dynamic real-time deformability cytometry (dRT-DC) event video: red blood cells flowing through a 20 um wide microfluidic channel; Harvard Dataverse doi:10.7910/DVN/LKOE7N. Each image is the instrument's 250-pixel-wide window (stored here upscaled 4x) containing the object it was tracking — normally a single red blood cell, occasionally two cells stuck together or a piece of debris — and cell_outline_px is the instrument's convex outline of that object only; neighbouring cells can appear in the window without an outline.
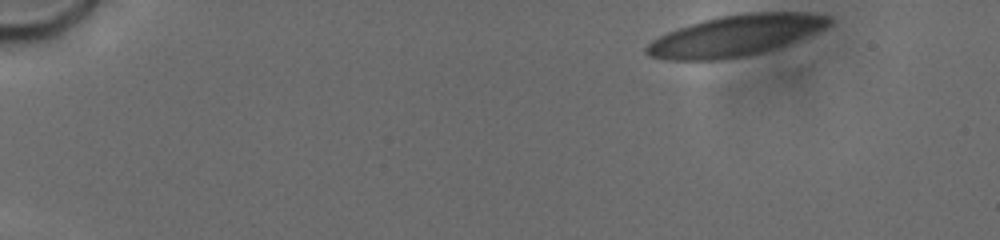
{"species": "human", "species_latin": "Homo sapiens", "temperature_condition": "cold", "stored_images_in_passage": 31, "camera_frame_rate_fps": 3000, "um_per_image_px": 0.085, "donor": {"sex": "male"}, "frame": {"image": 1, "passage_image": 1, "time_ms": 0.0, "image_size_px": [1000, 240], "cell_outline_px": [[832, 24], [824, 28], [760, 52], [744, 56], [716, 60], [668, 60], [648, 56], [644, 52], [644, 48], [652, 40], [676, 28], [704, 20], [720, 16], [744, 12], [800, 12], [828, 16], [832, 20]], "centroid_in_image_um": [62.42, 3.01], "position_along_channel_um": 22.6, "area_um2": 42.71}}
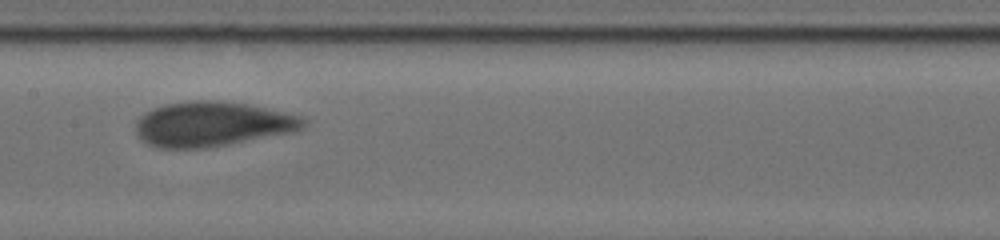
{"frame": {"image": 2, "passage_image": 25, "time_ms": 8.0, "image_size_px": [1000, 240], "cell_outline_px": [[308, 120], [304, 128], [292, 132], [228, 144], [204, 148], [160, 148], [148, 144], [136, 132], [136, 120], [144, 112], [152, 108], [164, 104], [188, 100], [216, 100], [248, 104], [284, 112], [300, 116]], "centroid_in_image_um": [18.03, 10.53], "position_along_channel_um": 189.4, "area_um2": 43.81}}
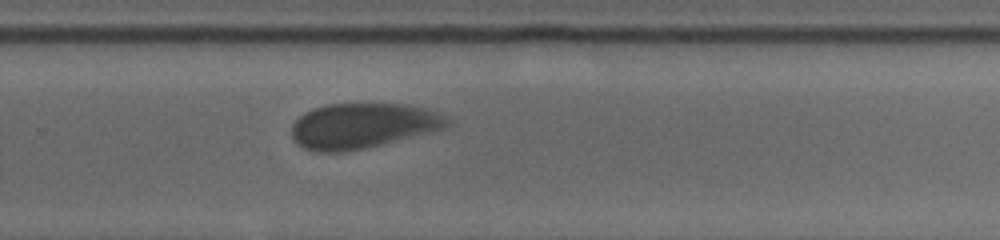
{"frame": {"image": 3, "passage_image": 31, "time_ms": 11.0, "image_size_px": [1000, 240], "cell_outline_px": [[448, 124], [424, 132], [380, 144], [364, 148], [340, 152], [316, 152], [304, 148], [296, 144], [292, 136], [292, 124], [304, 112], [328, 104], [408, 104], [428, 108], [444, 116]], "centroid_in_image_um": [30.7, 10.68], "position_along_channel_um": 299.1, "area_um2": 40.0}}